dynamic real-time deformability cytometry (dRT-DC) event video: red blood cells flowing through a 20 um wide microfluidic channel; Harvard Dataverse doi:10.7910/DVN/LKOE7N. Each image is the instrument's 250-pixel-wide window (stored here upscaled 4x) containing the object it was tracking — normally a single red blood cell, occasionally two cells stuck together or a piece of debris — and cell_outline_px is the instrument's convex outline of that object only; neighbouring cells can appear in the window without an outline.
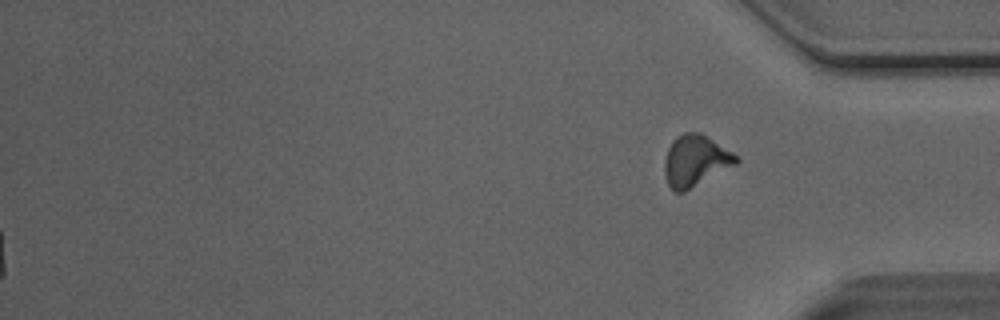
{"species": "Egyptian fruit bat (a non-hibernating species)", "species_latin": "Rousettus aegyptiacus", "temperature_condition": "room temperature", "stored_images_in_passage": 34, "segment_of_instrument_passage": [2, 2], "camera_frame_rate_fps": 3000, "um_per_image_px": 0.085, "animal": {"sex": "male"}, "frame": {"image": 1, "passage_image": 34, "time_ms": 11.0, "image_size_px": [1000, 320], "cell_outline_px": [[740, 160], [736, 164], [684, 192], [676, 192], [668, 184], [664, 172], [664, 164], [668, 148], [672, 140], [676, 136], [684, 132], [700, 132], [740, 156]], "centroid_in_image_um": [59.12, 13.64], "position_along_channel_um": 376.1, "area_um2": 21.39}}